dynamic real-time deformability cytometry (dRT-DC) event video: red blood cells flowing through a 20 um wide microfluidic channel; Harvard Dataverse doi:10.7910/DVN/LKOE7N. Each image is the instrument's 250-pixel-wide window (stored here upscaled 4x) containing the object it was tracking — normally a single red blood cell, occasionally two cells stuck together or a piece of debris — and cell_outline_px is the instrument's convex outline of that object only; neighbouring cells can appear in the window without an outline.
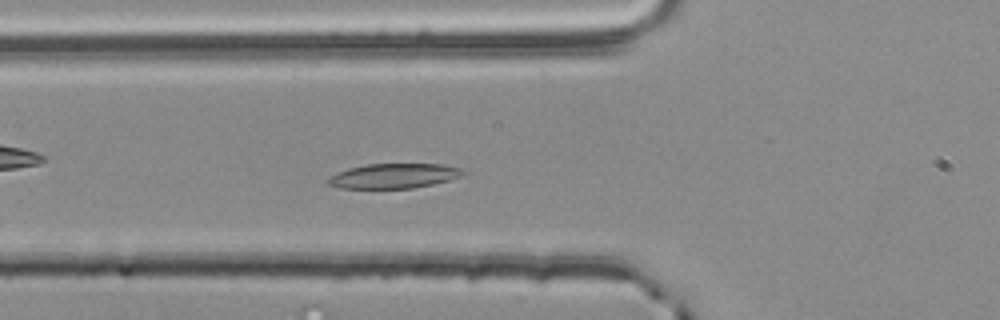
{"species": "common noctule bat (a hibernating species)", "species_latin": "Nyctalus noctula", "temperature_condition": "room temperature", "stored_images_in_passage": 38, "camera_frame_rate_fps": 3000, "um_per_image_px": 0.085, "animal": {"sex": "male", "body_mass_g": 20.4}, "frame": {"image": 1, "passage_image": 6, "time_ms": 1.667, "image_size_px": [1000, 320], "cell_outline_px": [[468, 172], [460, 176], [448, 180], [432, 184], [412, 188], [340, 188], [328, 184], [324, 180], [336, 172], [348, 168], [368, 164], [444, 164], [460, 168]], "centroid_in_image_um": [33.44, 14.95], "position_along_channel_um": 92.4, "area_um2": 19.54}}
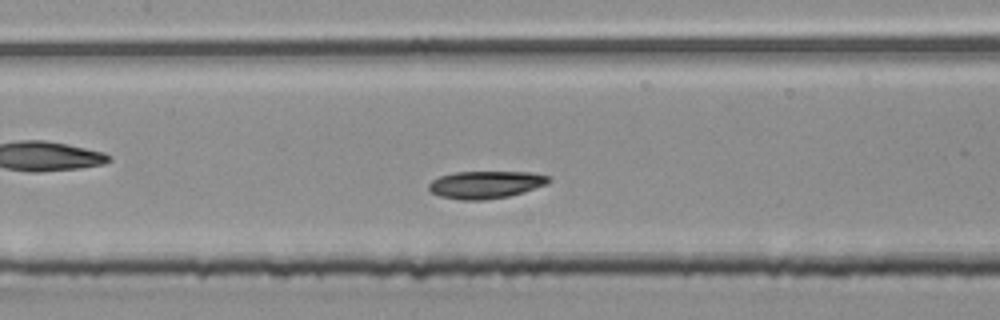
{"frame": {"image": 2, "passage_image": 12, "time_ms": 3.667, "image_size_px": [1000, 320], "cell_outline_px": [[552, 180], [548, 184], [508, 196], [484, 200], [464, 200], [440, 196], [432, 192], [428, 188], [428, 184], [432, 180], [440, 176], [456, 172], [532, 172], [552, 176]], "centroid_in_image_um": [41.32, 15.68], "position_along_channel_um": 166.1, "area_um2": 19.19}}
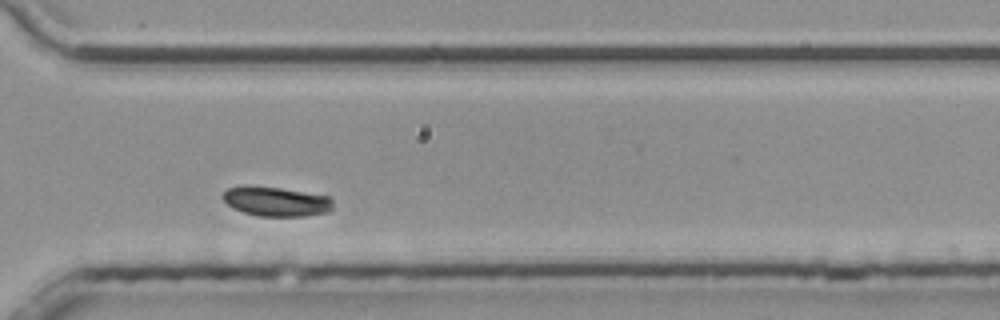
{"frame": {"image": 3, "passage_image": 27, "time_ms": 8.667, "image_size_px": [1000, 320], "cell_outline_px": [[332, 208], [328, 212], [304, 216], [260, 216], [244, 212], [232, 208], [220, 196], [228, 188], [280, 188], [328, 196], [332, 200]], "centroid_in_image_um": [23.51, 17.16], "position_along_channel_um": 347.1, "area_um2": 18.26}, "authors_computed_cell_mechanics": {"area_um2": 19.1318, "velocity_mm_per_s": 3.6369, "shape_relaxation_time_tau1_ms": 3.831, "shape_relaxation_time_tau2_ms": null, "deformation_change_tau1": 0.1313, "deformation_change_tau2": null}}